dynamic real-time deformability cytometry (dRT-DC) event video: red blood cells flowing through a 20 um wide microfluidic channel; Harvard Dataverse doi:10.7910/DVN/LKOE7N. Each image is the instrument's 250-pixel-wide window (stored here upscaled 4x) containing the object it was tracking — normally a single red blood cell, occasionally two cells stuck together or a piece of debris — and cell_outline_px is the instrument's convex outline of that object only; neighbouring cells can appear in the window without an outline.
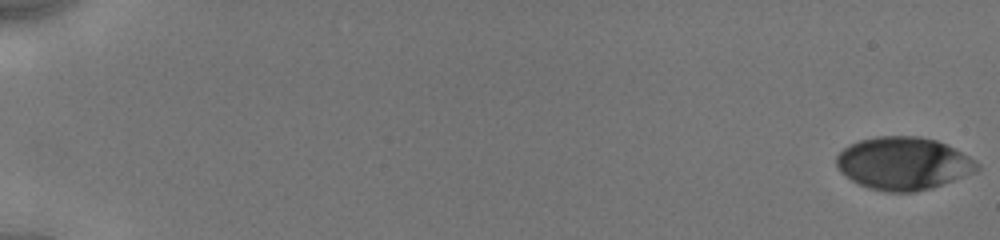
{"species": "human", "species_latin": "Homo sapiens", "temperature_condition": "cold", "stored_images_in_passage": 60, "camera_frame_rate_fps": 3000, "um_per_image_px": 0.085, "donor": {"sex": "male"}, "frame": {"image": 1, "passage_image": 1, "time_ms": 0.0, "image_size_px": [1000, 240], "cell_outline_px": [[980, 168], [976, 172], [928, 188], [912, 192], [884, 192], [868, 188], [852, 180], [840, 172], [836, 164], [836, 156], [848, 144], [860, 140], [876, 136], [920, 136], [936, 140], [948, 144], [976, 160], [980, 164]], "centroid_in_image_um": [76.78, 13.87], "position_along_channel_um": 8.2, "area_um2": 43.29}}
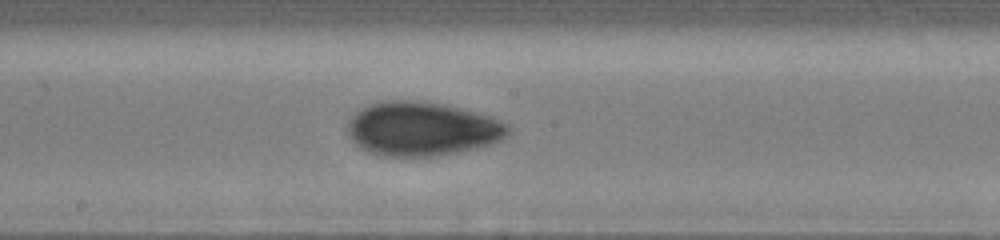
{"frame": {"image": 2, "passage_image": 35, "time_ms": 10.333, "image_size_px": [1000, 240], "cell_outline_px": [[508, 132], [504, 140], [492, 144], [456, 152], [436, 156], [380, 156], [368, 152], [360, 148], [352, 140], [348, 132], [348, 120], [360, 108], [368, 104], [384, 100], [416, 100], [444, 104], [488, 116], [508, 124]], "centroid_in_image_um": [35.83, 10.95], "position_along_channel_um": 212.4, "area_um2": 50.52}}
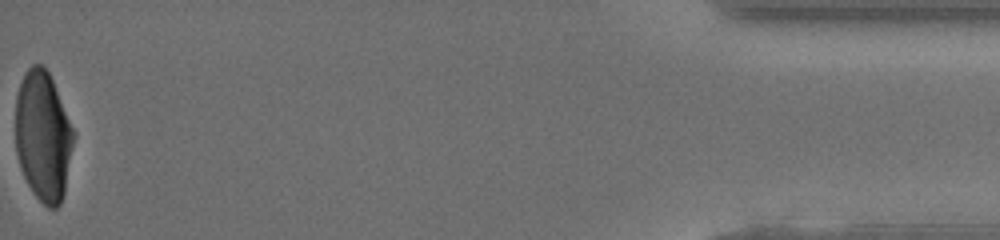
{"frame": {"image": 3, "passage_image": 60, "time_ms": 18.0, "image_size_px": [1000, 240], "cell_outline_px": [[76, 136], [64, 192], [60, 204], [56, 208], [48, 208], [32, 192], [20, 168], [16, 152], [16, 96], [24, 72], [32, 64], [40, 64], [48, 72], [52, 80], [76, 132]], "centroid_in_image_um": [3.68, 11.57], "position_along_channel_um": 431.5, "area_um2": 44.27}, "authors_computed_cell_mechanics": {"area_um2": 45.662, "velocity_mm_per_s": 3.9251, "shape_relaxation_time_tau1_ms": 3.3382, "shape_relaxation_time_tau2_ms": 2.0832, "deformation_change_tau1": 0.1511, "deformation_change_tau2": 0.0601}}